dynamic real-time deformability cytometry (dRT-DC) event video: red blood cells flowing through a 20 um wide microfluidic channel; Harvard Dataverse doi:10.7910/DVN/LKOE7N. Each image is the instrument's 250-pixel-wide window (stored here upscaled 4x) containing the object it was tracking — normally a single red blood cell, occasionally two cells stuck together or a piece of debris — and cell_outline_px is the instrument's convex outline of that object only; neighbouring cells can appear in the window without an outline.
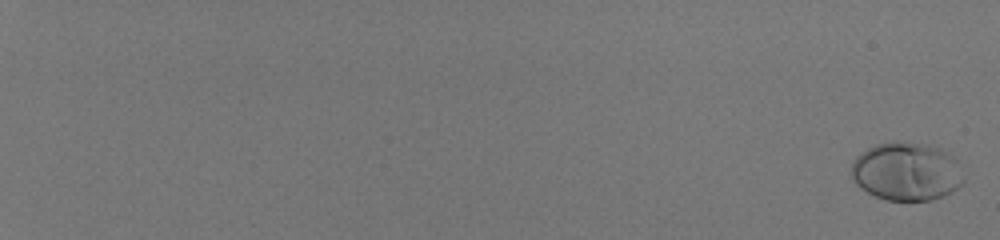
{"species": "human", "species_latin": "Homo sapiens", "temperature_condition": "room temperature", "stored_images_in_passage": 25, "camera_frame_rate_fps": 3000, "um_per_image_px": 0.085, "donor": {"sex": "male"}, "frame": {"image": 1, "passage_image": 2, "time_ms": 0.333, "image_size_px": [1000, 240], "cell_outline_px": [[964, 180], [956, 188], [944, 196], [932, 200], [888, 200], [876, 196], [860, 188], [852, 180], [852, 160], [856, 156], [868, 148], [876, 144], [928, 144], [944, 152]], "centroid_in_image_um": [76.95, 14.63], "position_along_channel_um": 8.1, "area_um2": 36.65}}
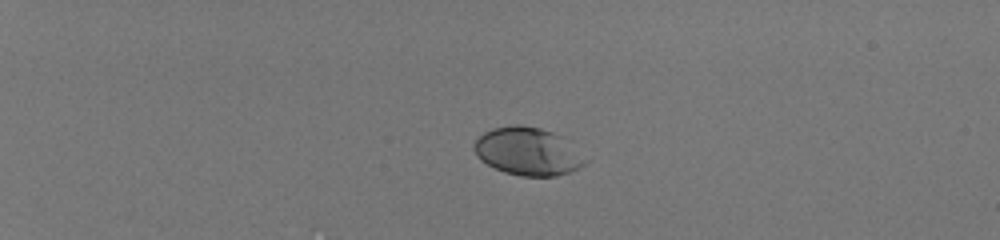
{"frame": {"image": 2, "passage_image": 19, "time_ms": 6.0, "image_size_px": [1000, 240], "cell_outline_px": [[588, 160], [584, 164], [568, 172], [556, 176], [520, 176], [504, 172], [480, 160], [476, 156], [472, 148], [476, 140], [484, 132], [492, 128], [512, 124], [520, 124], [540, 128], [552, 132], [560, 136]], "centroid_in_image_um": [44.8, 12.86], "position_along_channel_um": 40.2, "area_um2": 30.75}}